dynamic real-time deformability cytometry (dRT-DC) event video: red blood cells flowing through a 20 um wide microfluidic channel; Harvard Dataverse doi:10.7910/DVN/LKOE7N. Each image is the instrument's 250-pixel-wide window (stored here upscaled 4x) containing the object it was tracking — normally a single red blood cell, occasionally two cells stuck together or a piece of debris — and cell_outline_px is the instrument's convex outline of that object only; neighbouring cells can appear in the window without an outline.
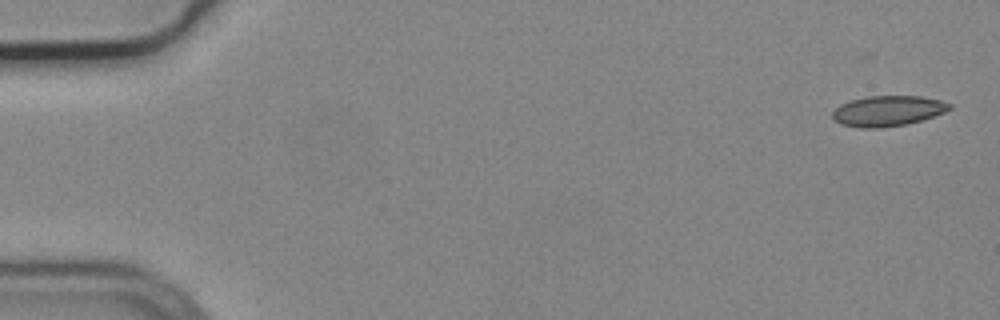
{"species": "common noctule bat (a hibernating species)", "species_latin": "Nyctalus noctula", "temperature_condition": "cold", "stored_images_in_passage": 5, "camera_frame_rate_fps": 3000, "um_per_image_px": 0.085, "animal": {"sex": "male", "body_mass_g": 19.2, "forearm_length_mm": 51.8}, "frame": {"image": 1, "passage_image": 1, "time_ms": 0.0, "image_size_px": [1000, 320], "cell_outline_px": [[952, 108], [944, 112], [908, 124], [880, 128], [860, 128], [840, 124], [832, 120], [832, 112], [840, 104], [852, 100], [868, 96], [920, 96], [940, 100], [952, 104]], "centroid_in_image_um": [75.43, 9.43], "position_along_channel_um": 9.6, "area_um2": 20.81}}
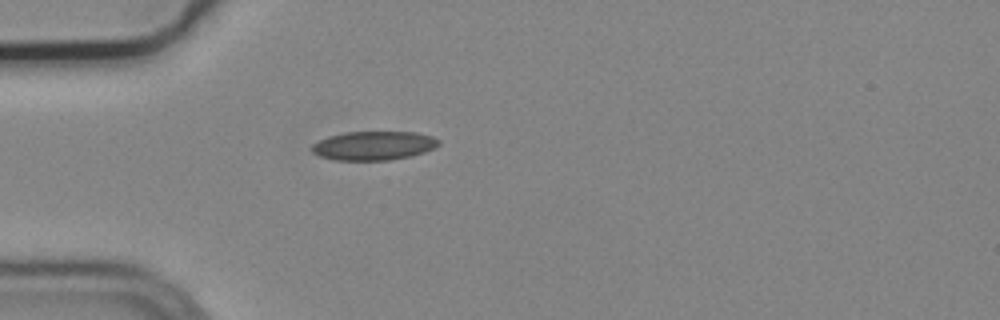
{"frame": {"image": 2, "passage_image": 5, "time_ms": 1.333, "image_size_px": [1000, 320], "cell_outline_px": [[440, 144], [424, 152], [408, 156], [388, 160], [336, 160], [320, 156], [312, 152], [312, 144], [328, 136], [344, 132], [416, 132], [432, 136], [440, 140]], "centroid_in_image_um": [31.75, 12.37], "position_along_channel_um": 53.2, "area_um2": 21.21}}